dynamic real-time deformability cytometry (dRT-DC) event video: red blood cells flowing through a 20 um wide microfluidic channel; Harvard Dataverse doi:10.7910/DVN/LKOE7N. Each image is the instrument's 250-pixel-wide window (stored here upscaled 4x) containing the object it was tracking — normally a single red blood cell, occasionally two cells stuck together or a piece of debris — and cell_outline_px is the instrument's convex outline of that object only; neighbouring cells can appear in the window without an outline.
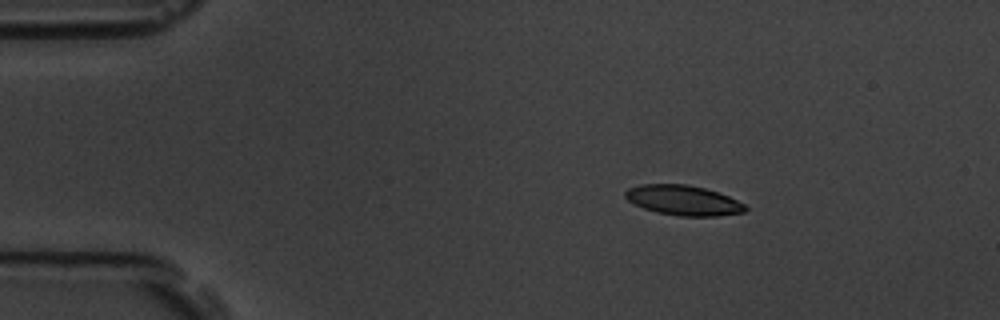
{"species": "common noctule bat (a hibernating species)", "species_latin": "Nyctalus noctula", "temperature_condition": "room temperature", "stored_images_in_passage": 57, "camera_frame_rate_fps": 3000, "um_per_image_px": 0.085, "animal": {"sex": "male", "body_mass_g": 19.5, "forearm_length_mm": 54.6}, "frame": {"image": 1, "passage_image": 9, "time_ms": 2.667, "image_size_px": [1000, 320], "cell_outline_px": [[748, 208], [744, 212], [716, 216], [680, 216], [656, 212], [644, 208], [628, 200], [624, 196], [624, 192], [628, 188], [640, 184], [688, 184], [704, 188], [728, 196], [744, 204]], "centroid_in_image_um": [58.06, 17.02], "position_along_channel_um": 26.9, "area_um2": 20.87}}
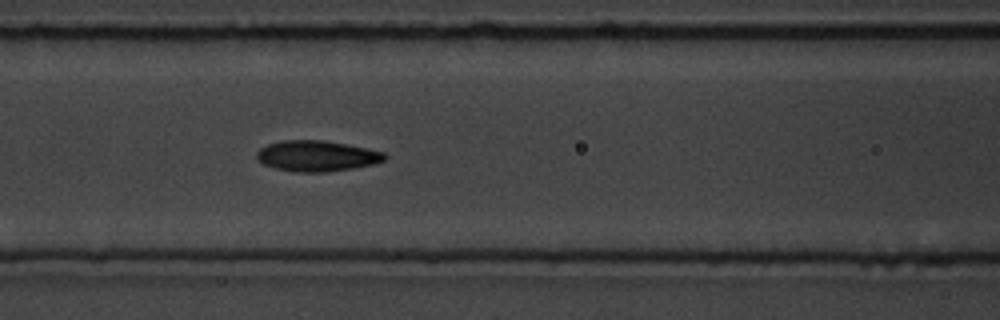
{"frame": {"image": 2, "passage_image": 24, "time_ms": 7.667, "image_size_px": [1000, 320], "cell_outline_px": [[388, 156], [384, 160], [372, 164], [352, 168], [324, 172], [296, 172], [276, 168], [264, 164], [256, 156], [256, 152], [260, 148], [268, 144], [284, 140], [324, 140], [368, 148], [384, 152]], "centroid_in_image_um": [26.94, 13.25], "position_along_channel_um": 139.7, "area_um2": 22.77}}
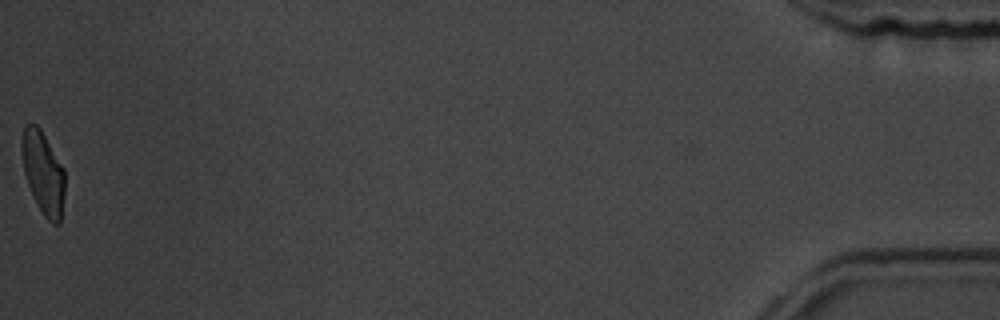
{"frame": {"image": 3, "passage_image": 57, "time_ms": 18.667, "image_size_px": [1000, 320], "cell_outline_px": [[64, 192], [60, 224], [52, 224], [44, 216], [28, 184], [24, 172], [20, 148], [20, 144], [24, 124], [36, 124], [40, 128], [64, 168]], "centroid_in_image_um": [3.65, 14.64], "position_along_channel_um": 431.5, "area_um2": 20.63}, "authors_computed_cell_mechanics": {"area_um2": 22.0218, "velocity_mm_per_s": 3.5678, "shape_relaxation_time_tau1_ms": 3.1624, "shape_relaxation_time_tau2_ms": 1.9984, "deformation_change_tau1": 0.1346, "deformation_change_tau2": 0.0813}}